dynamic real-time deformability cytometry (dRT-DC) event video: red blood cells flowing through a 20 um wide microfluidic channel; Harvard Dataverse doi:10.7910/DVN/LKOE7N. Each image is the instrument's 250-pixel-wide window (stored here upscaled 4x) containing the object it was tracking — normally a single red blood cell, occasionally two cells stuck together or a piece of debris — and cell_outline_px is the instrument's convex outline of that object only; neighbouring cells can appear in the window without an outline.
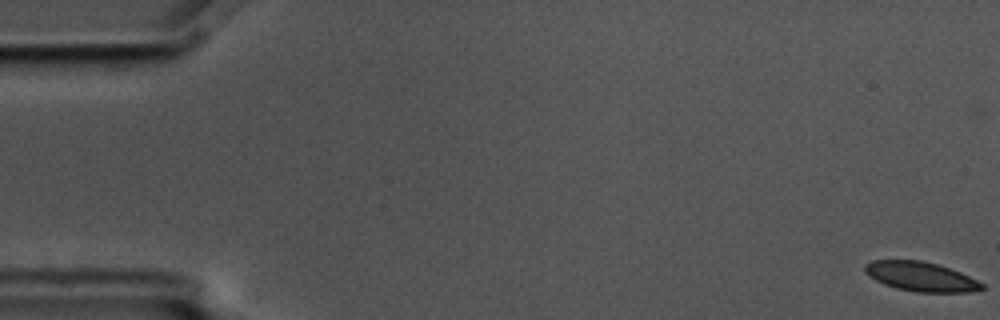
{"species": "common noctule bat (a hibernating species)", "species_latin": "Nyctalus noctula", "temperature_condition": "cold", "stored_images_in_passage": 4, "camera_frame_rate_fps": 3000, "um_per_image_px": 0.085, "animal": {"sex": "male", "body_mass_g": 17.5, "forearm_length_mm": 52.3}, "frame": {"image": 1, "passage_image": 1, "time_ms": 0.0, "image_size_px": [1000, 320], "cell_outline_px": [[984, 288], [968, 292], [916, 292], [896, 288], [884, 284], [868, 276], [864, 272], [864, 264], [872, 260], [920, 260], [936, 264], [960, 272], [984, 284]], "centroid_in_image_um": [78.22, 23.51], "position_along_channel_um": 6.8, "area_um2": 19.94}}